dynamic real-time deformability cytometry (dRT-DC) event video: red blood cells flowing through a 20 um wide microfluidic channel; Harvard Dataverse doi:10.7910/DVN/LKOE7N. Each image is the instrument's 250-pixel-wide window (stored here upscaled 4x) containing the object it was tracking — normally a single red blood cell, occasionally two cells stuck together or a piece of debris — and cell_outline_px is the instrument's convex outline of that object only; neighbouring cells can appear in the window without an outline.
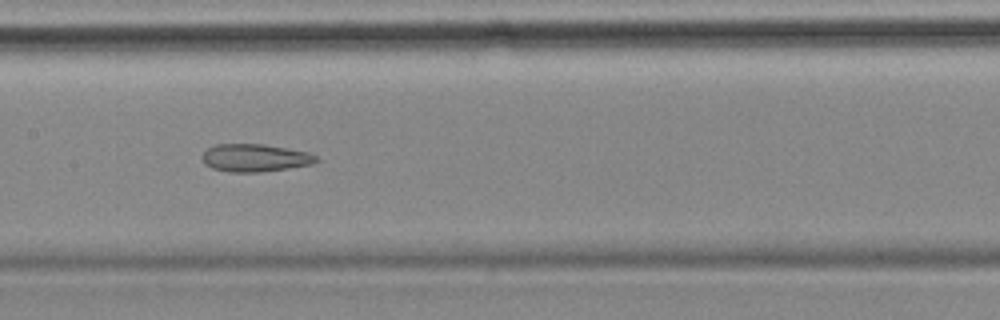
{"species": "common noctule bat (a hibernating species)", "species_latin": "Nyctalus noctula", "temperature_condition": "cold", "stored_images_in_passage": 27, "camera_frame_rate_fps": 3000, "um_per_image_px": 0.085, "animal": {"sex": "female", "body_mass_g": 18.4}, "frame": {"image": 1, "passage_image": 27, "time_ms": 8.667, "image_size_px": [1000, 320], "cell_outline_px": [[320, 160], [312, 164], [288, 168], [260, 172], [228, 172], [212, 168], [204, 164], [200, 156], [208, 148], [216, 144], [264, 144], [308, 152], [316, 156]], "centroid_in_image_um": [21.64, 13.42], "position_along_channel_um": 185.8, "area_um2": 18.5}}